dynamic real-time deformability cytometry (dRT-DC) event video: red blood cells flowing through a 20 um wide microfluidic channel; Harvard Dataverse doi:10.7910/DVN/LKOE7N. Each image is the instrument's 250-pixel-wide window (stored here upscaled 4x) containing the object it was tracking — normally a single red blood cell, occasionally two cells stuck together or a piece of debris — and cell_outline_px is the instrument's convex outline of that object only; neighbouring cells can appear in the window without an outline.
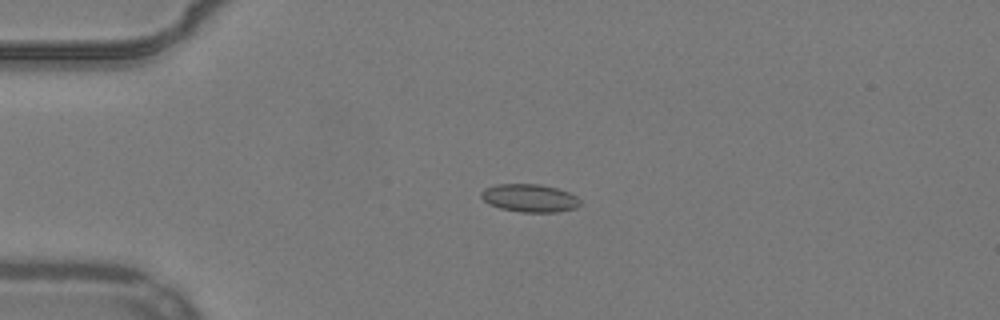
{"species": "common noctule bat (a hibernating species)", "species_latin": "Nyctalus noctula", "temperature_condition": "warm", "stored_images_in_passage": 45, "camera_frame_rate_fps": 3000, "um_per_image_px": 0.085, "animal": {"sex": "male", "body_mass_g": 19.2, "forearm_length_mm": 51.8}, "frame": {"image": 1, "passage_image": 5, "time_ms": 1.333, "image_size_px": [1000, 320], "cell_outline_px": [[580, 204], [576, 208], [556, 212], [520, 212], [500, 208], [488, 204], [480, 196], [480, 192], [484, 188], [496, 184], [540, 184], [556, 188], [568, 192], [576, 196], [580, 200]], "centroid_in_image_um": [44.99, 16.83], "position_along_channel_um": 40.0, "area_um2": 16.18}}
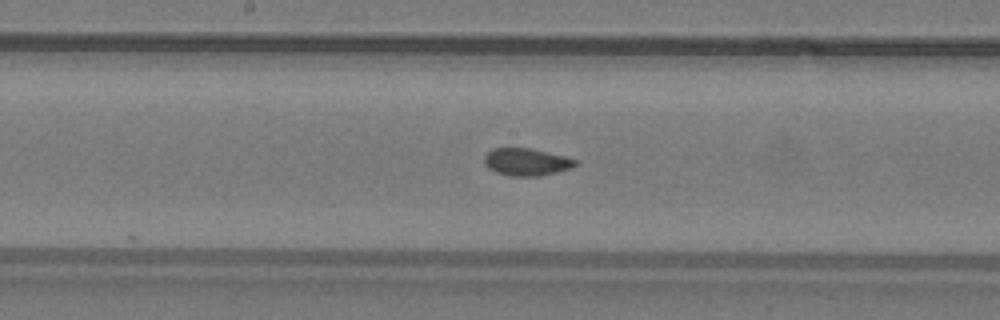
{"frame": {"image": 2, "passage_image": 20, "time_ms": 6.333, "image_size_px": [1000, 320], "cell_outline_px": [[580, 164], [572, 168], [540, 176], [508, 176], [496, 172], [488, 168], [484, 164], [484, 156], [492, 148], [532, 148], [564, 156], [576, 160]], "centroid_in_image_um": [44.75, 13.77], "position_along_channel_um": 203.4, "area_um2": 14.68}}
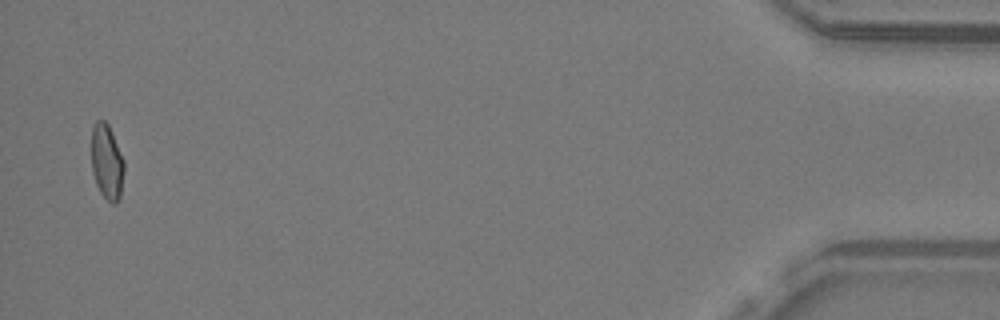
{"frame": {"image": 3, "passage_image": 44, "time_ms": 14.333, "image_size_px": [1000, 320], "cell_outline_px": [[124, 168], [120, 196], [116, 204], [112, 204], [100, 192], [96, 184], [92, 172], [92, 128], [96, 120], [104, 120], [108, 124], [112, 132], [124, 160]], "centroid_in_image_um": [9.08, 13.76], "position_along_channel_um": 426.1, "area_um2": 14.28}, "authors_computed_cell_mechanics": {"area_um2": 14.8546, "velocity_mm_per_s": 3.9002, "shape_relaxation_time_tau1_ms": null, "shape_relaxation_time_tau2_ms": 1.8188, "deformation_change_tau1": null, "deformation_change_tau2": 0.0393}}